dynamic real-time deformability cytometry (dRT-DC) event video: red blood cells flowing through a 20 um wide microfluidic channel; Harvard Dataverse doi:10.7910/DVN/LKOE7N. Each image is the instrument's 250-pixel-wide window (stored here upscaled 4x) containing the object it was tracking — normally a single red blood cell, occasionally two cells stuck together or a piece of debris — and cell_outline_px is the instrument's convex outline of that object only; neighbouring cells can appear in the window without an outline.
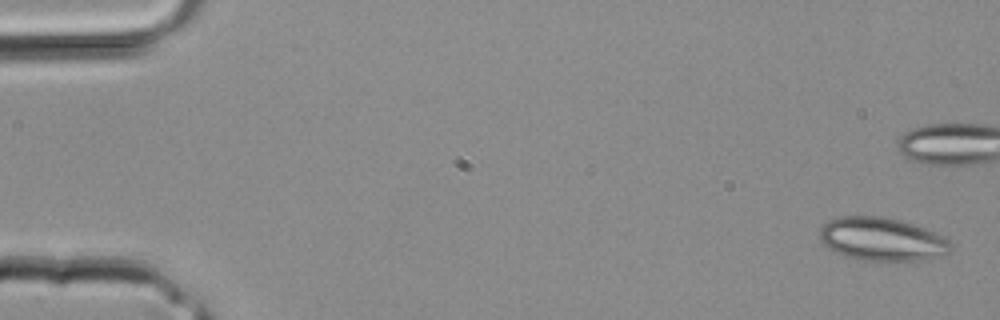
{"species": "common noctule bat (a hibernating species)", "species_latin": "Nyctalus noctula", "temperature_condition": "room temperature", "stored_images_in_passage": 4, "camera_frame_rate_fps": 3000, "um_per_image_px": 0.085, "animal": {"sex": "male", "body_mass_g": 20.4}, "frame": {"image": 1, "passage_image": 1, "time_ms": 0.0, "image_size_px": [1000, 320], "cell_outline_px": [[952, 248], [948, 252], [940, 256], [904, 264], [900, 264], [856, 260], [832, 252], [820, 240], [820, 228], [828, 220], [840, 216], [884, 216], [900, 220], [936, 232], [948, 240]], "centroid_in_image_um": [74.95, 20.38], "position_along_channel_um": 10.0, "area_um2": 34.16}}